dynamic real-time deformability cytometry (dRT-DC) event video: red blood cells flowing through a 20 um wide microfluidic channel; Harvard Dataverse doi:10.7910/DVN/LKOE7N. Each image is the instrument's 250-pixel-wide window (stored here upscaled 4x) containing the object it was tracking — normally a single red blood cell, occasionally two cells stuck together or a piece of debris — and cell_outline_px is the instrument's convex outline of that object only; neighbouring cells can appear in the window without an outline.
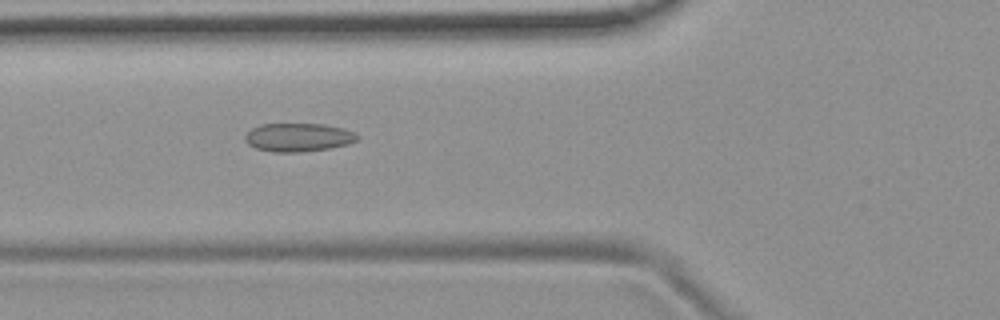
{"species": "common noctule bat (a hibernating species)", "species_latin": "Nyctalus noctula", "temperature_condition": "room temperature", "stored_images_in_passage": 6, "camera_frame_rate_fps": 3000, "um_per_image_px": 0.085, "animal": {"sex": "female", "body_mass_g": 19.9}, "frame": {"image": 1, "passage_image": 5, "time_ms": 5.333, "image_size_px": [1000, 320], "cell_outline_px": [[360, 136], [356, 140], [348, 144], [328, 148], [300, 152], [272, 152], [256, 148], [248, 144], [244, 140], [244, 136], [252, 128], [260, 124], [324, 124], [344, 128], [356, 132]], "centroid_in_image_um": [25.36, 11.67], "position_along_channel_um": 100.4, "area_um2": 18.67}}
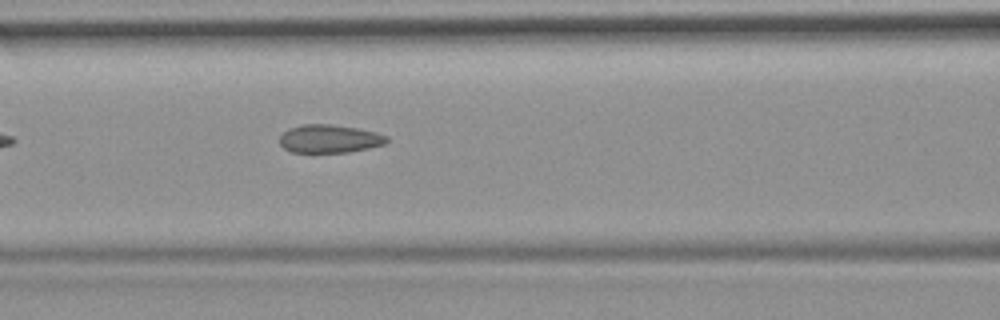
{"frame": {"image": 2, "passage_image": 6, "time_ms": 6.333, "image_size_px": [1000, 320], "cell_outline_px": [[388, 140], [384, 144], [368, 148], [348, 152], [292, 152], [284, 148], [280, 144], [280, 136], [288, 128], [304, 124], [332, 124], [356, 128], [376, 132], [388, 136]], "centroid_in_image_um": [28.0, 11.79], "position_along_channel_um": 138.6, "area_um2": 17.51}}